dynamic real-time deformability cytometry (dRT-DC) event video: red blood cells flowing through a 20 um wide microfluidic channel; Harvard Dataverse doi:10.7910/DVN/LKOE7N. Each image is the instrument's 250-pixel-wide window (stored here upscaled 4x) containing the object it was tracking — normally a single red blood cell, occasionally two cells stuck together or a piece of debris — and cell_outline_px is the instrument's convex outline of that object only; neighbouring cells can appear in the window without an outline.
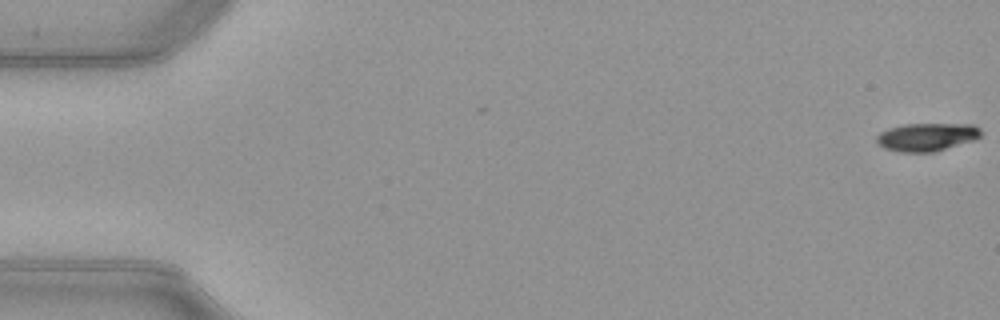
{"species": "common noctule bat (a hibernating species)", "species_latin": "Nyctalus noctula", "temperature_condition": "warm", "stored_images_in_passage": 52, "camera_frame_rate_fps": 3000, "um_per_image_px": 0.085, "animal": {"sex": "female", "body_mass_g": 21.9}, "frame": {"image": 1, "passage_image": 1, "time_ms": 0.0, "image_size_px": [1000, 320], "cell_outline_px": [[980, 136], [976, 140], [936, 152], [896, 152], [884, 148], [876, 144], [876, 136], [880, 132], [888, 128], [904, 124], [976, 124], [980, 128]], "centroid_in_image_um": [78.77, 11.65], "position_along_channel_um": 6.2, "area_um2": 17.46}}
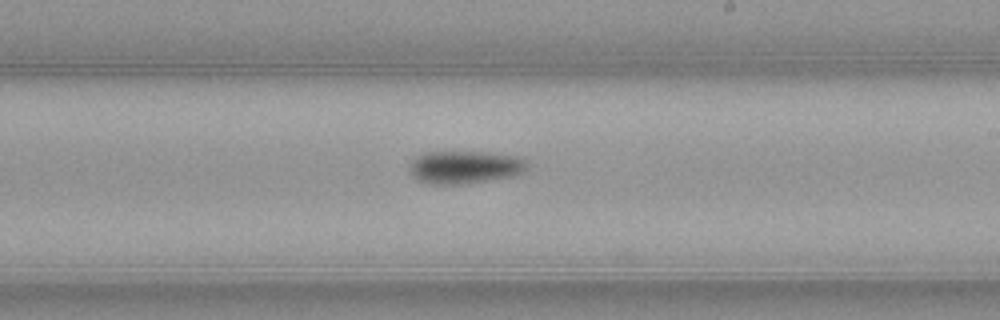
{"frame": {"image": 2, "passage_image": 31, "time_ms": 10.0, "image_size_px": [1000, 320], "cell_outline_px": [[528, 168], [512, 176], [464, 184], [428, 184], [416, 180], [412, 176], [408, 164], [416, 156], [424, 152], [488, 152], [520, 156], [528, 164]], "centroid_in_image_um": [39.46, 14.2], "position_along_channel_um": 249.5, "area_um2": 22.72}}
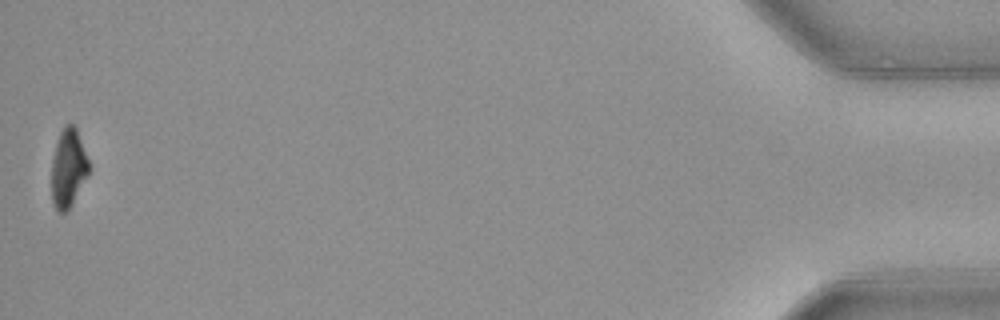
{"frame": {"image": 3, "passage_image": 52, "time_ms": 17.0, "image_size_px": [1000, 320], "cell_outline_px": [[88, 176], [72, 204], [64, 212], [56, 212], [52, 204], [52, 160], [56, 144], [60, 132], [64, 124], [72, 124], [76, 128], [88, 160]], "centroid_in_image_um": [5.79, 14.31], "position_along_channel_um": 429.4, "area_um2": 16.88}, "authors_computed_cell_mechanics": {"area_um2": 19.7965, "velocity_mm_per_s": 4.005, "shape_relaxation_time_tau1_ms": 2.1011, "shape_relaxation_time_tau2_ms": null, "deformation_change_tau1": 0.1311, "deformation_change_tau2": null}}